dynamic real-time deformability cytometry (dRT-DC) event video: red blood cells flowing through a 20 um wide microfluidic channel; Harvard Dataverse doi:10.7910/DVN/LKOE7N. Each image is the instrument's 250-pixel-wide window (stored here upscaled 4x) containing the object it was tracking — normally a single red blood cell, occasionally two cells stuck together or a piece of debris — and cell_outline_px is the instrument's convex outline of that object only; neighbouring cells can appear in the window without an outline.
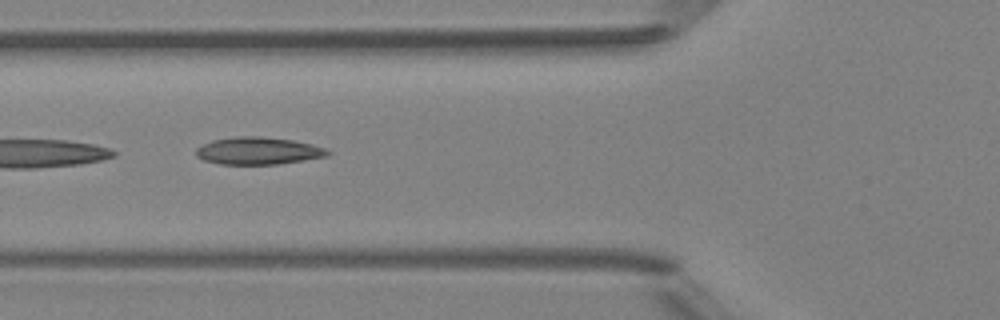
{"species": "Egyptian fruit bat (a non-hibernating species)", "species_latin": "Rousettus aegyptiacus", "temperature_condition": "room temperature", "stored_images_in_passage": 6, "camera_frame_rate_fps": 3000, "um_per_image_px": 0.085, "animal": {"sex": "female"}, "frame": {"image": 1, "passage_image": 4, "time_ms": 3.333, "image_size_px": [1000, 320], "cell_outline_px": [[332, 152], [328, 156], [304, 160], [276, 164], [220, 164], [204, 160], [196, 156], [196, 148], [200, 144], [212, 140], [236, 136], [260, 136], [292, 140], [312, 144], [324, 148]], "centroid_in_image_um": [21.92, 12.81], "position_along_channel_um": 103.9, "area_um2": 21.04}}
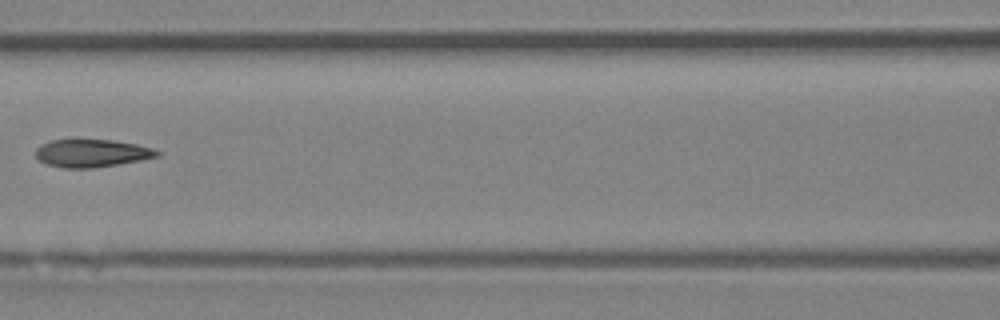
{"frame": {"image": 2, "passage_image": 5, "time_ms": 4.667, "image_size_px": [1000, 320], "cell_outline_px": [[160, 156], [140, 160], [92, 168], [64, 168], [48, 164], [40, 160], [36, 156], [36, 148], [52, 140], [112, 140], [136, 144], [152, 148], [160, 152]], "centroid_in_image_um": [7.82, 13.02], "position_along_channel_um": 158.8, "area_um2": 19.31}}
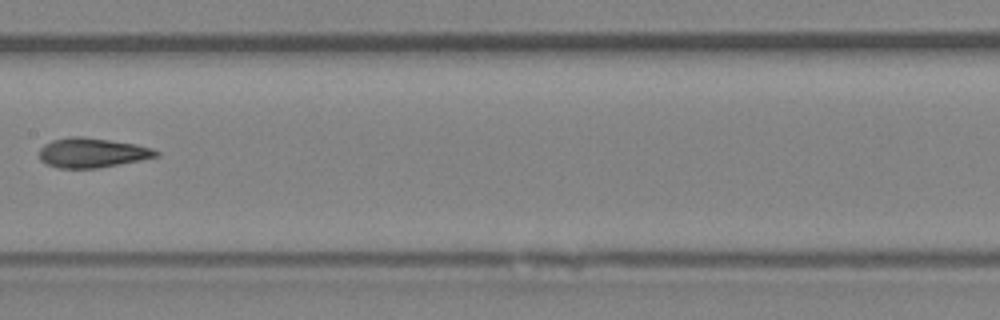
{"frame": {"image": 3, "passage_image": 6, "time_ms": 5.667, "image_size_px": [1000, 320], "cell_outline_px": [[160, 156], [100, 168], [60, 168], [48, 164], [40, 160], [40, 148], [44, 144], [52, 140], [68, 136], [84, 136], [136, 144], [152, 148], [160, 152]], "centroid_in_image_um": [7.85, 12.97], "position_along_channel_um": 199.6, "area_um2": 20.29}}